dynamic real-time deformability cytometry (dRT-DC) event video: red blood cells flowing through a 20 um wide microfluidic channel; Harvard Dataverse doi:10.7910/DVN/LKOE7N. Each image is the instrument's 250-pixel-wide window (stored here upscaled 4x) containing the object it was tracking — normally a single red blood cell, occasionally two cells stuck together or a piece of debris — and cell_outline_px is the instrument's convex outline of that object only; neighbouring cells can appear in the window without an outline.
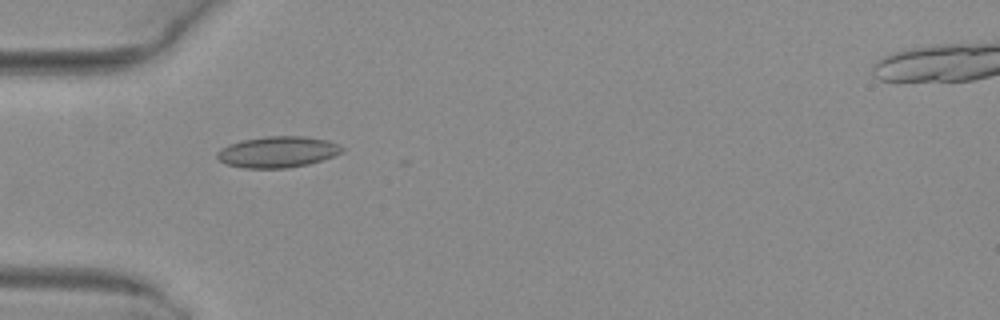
{"species": "common noctule bat (a hibernating species)", "species_latin": "Nyctalus noctula", "temperature_condition": "warm", "stored_images_in_passage": 3, "camera_frame_rate_fps": 3000, "um_per_image_px": 0.085, "animal": {"sex": "female", "body_mass_g": 29.2, "forearm_length_mm": 56.3}, "frame": {"image": 1, "passage_image": 2, "time_ms": 0.333, "image_size_px": [1000, 320], "cell_outline_px": [[344, 152], [336, 156], [308, 164], [288, 168], [244, 168], [228, 164], [220, 160], [216, 156], [216, 152], [220, 148], [228, 144], [244, 140], [268, 136], [304, 136], [328, 140], [344, 148]], "centroid_in_image_um": [23.63, 12.91], "position_along_channel_um": 61.4, "area_um2": 22.72}}
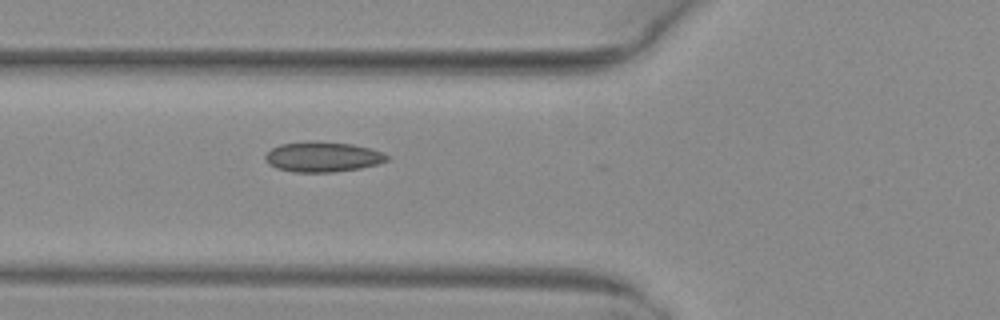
{"frame": {"image": 2, "passage_image": 3, "time_ms": 0.667, "image_size_px": [1000, 320], "cell_outline_px": [[392, 156], [388, 160], [376, 164], [360, 168], [332, 172], [292, 172], [276, 168], [268, 164], [264, 160], [264, 156], [272, 148], [280, 144], [308, 140], [312, 140], [352, 144], [384, 152]], "centroid_in_image_um": [27.41, 13.32], "position_along_channel_um": 98.4, "area_um2": 21.68}}